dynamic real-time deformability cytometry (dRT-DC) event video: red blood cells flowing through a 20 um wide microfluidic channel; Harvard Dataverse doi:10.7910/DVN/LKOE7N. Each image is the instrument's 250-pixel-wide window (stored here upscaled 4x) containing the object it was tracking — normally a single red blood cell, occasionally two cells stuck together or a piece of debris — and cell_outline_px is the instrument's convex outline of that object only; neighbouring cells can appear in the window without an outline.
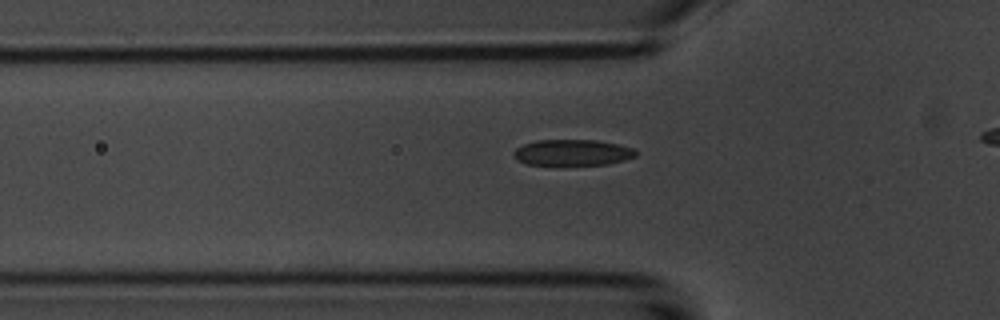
{"species": "common noctule bat (a hibernating species)", "species_latin": "Nyctalus noctula", "temperature_condition": "room temperature", "stored_images_in_passage": 33, "camera_frame_rate_fps": 3000, "um_per_image_px": 0.085, "animal": {"sex": "male", "body_mass_g": 20.1, "forearm_length_mm": 53.5}, "frame": {"image": 1, "passage_image": 6, "time_ms": 1.667, "image_size_px": [1000, 320], "cell_outline_px": [[636, 156], [624, 160], [608, 164], [528, 164], [516, 160], [512, 152], [516, 148], [524, 144], [536, 140], [596, 140], [616, 144], [632, 148], [636, 152]], "centroid_in_image_um": [48.63, 12.95], "position_along_channel_um": 77.2, "area_um2": 18.26}}
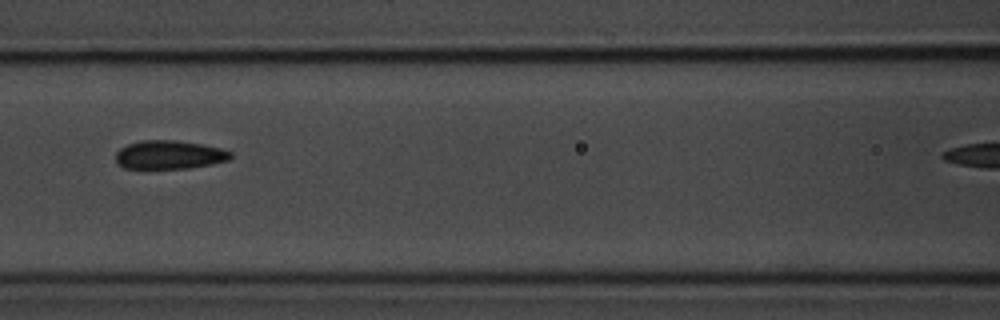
{"frame": {"image": 2, "passage_image": 12, "time_ms": 3.667, "image_size_px": [1000, 320], "cell_outline_px": [[232, 156], [228, 160], [212, 164], [188, 168], [124, 168], [116, 164], [116, 152], [120, 148], [128, 144], [140, 140], [176, 140], [200, 144], [220, 148], [232, 152]], "centroid_in_image_um": [14.37, 13.15], "position_along_channel_um": 152.2, "area_um2": 19.13}}
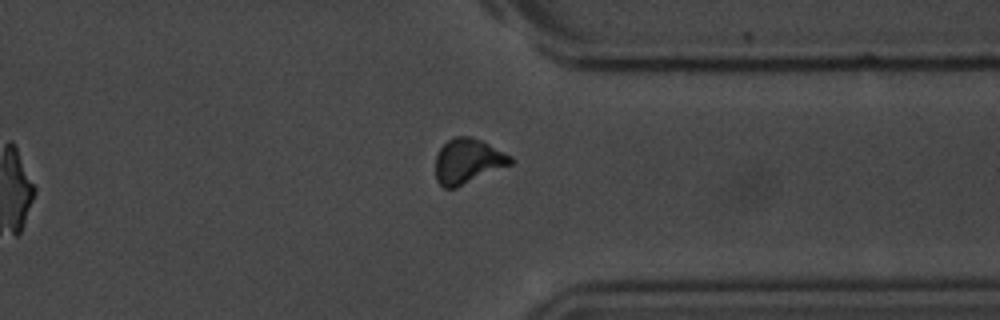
{"frame": {"image": 3, "passage_image": 30, "time_ms": 9.667, "image_size_px": [1000, 320], "cell_outline_px": [[512, 164], [456, 188], [444, 188], [436, 180], [436, 152], [448, 140], [456, 136], [468, 136], [480, 140], [512, 156]], "centroid_in_image_um": [39.74, 13.7], "position_along_channel_um": 371.7, "area_um2": 19.54}}